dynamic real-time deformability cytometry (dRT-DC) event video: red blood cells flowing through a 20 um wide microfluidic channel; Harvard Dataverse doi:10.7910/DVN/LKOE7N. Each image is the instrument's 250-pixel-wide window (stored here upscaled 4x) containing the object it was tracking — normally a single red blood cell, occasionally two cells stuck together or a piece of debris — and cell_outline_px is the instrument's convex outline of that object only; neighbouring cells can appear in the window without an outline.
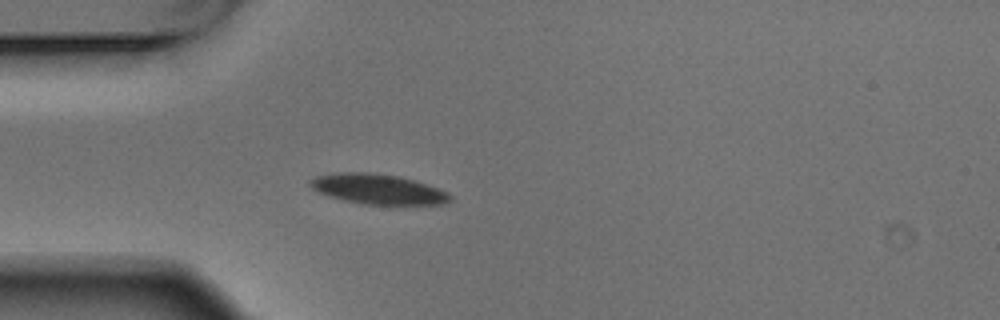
{"species": "Egyptian fruit bat (a non-hibernating species)", "species_latin": "Rousettus aegyptiacus", "temperature_condition": "warm", "stored_images_in_passage": 4, "camera_frame_rate_fps": 3000, "um_per_image_px": 0.085, "animal": {"sex": "male"}, "frame": {"image": 1, "passage_image": 4, "time_ms": 1.0, "image_size_px": [1000, 320], "cell_outline_px": [[452, 200], [444, 204], [364, 204], [344, 200], [328, 196], [312, 188], [308, 184], [308, 180], [316, 176], [336, 172], [368, 172], [400, 176], [448, 192], [452, 196]], "centroid_in_image_um": [32.09, 16.07], "position_along_channel_um": 52.9, "area_um2": 24.39}}